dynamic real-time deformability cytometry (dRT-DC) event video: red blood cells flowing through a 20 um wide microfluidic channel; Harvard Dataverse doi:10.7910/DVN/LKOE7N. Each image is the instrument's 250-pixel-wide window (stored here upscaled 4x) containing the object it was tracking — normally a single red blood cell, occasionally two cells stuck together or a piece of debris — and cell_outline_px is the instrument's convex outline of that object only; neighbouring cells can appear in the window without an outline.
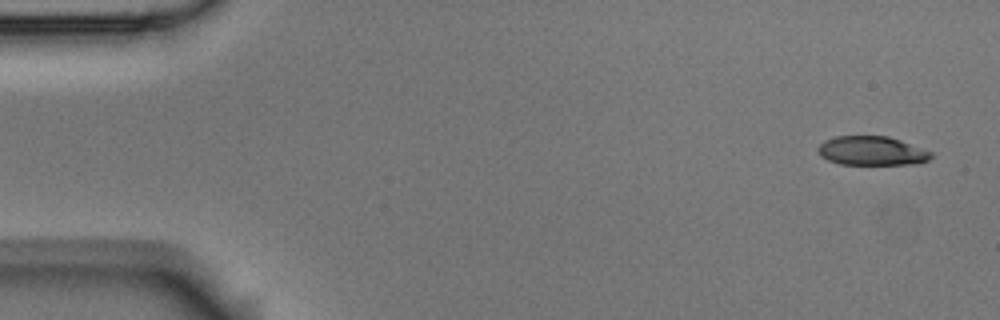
{"species": "Egyptian fruit bat (a non-hibernating species)", "species_latin": "Rousettus aegyptiacus", "temperature_condition": "room temperature", "stored_images_in_passage": 6, "camera_frame_rate_fps": 3000, "um_per_image_px": 0.085, "animal": {"sex": "male"}, "frame": {"image": 1, "passage_image": 1, "time_ms": 0.0, "image_size_px": [1000, 320], "cell_outline_px": [[932, 156], [928, 160], [912, 164], [840, 164], [828, 160], [820, 156], [816, 148], [824, 140], [836, 136], [888, 136], [900, 140], [932, 152]], "centroid_in_image_um": [74.06, 12.82], "position_along_channel_um": 10.9, "area_um2": 19.07}}
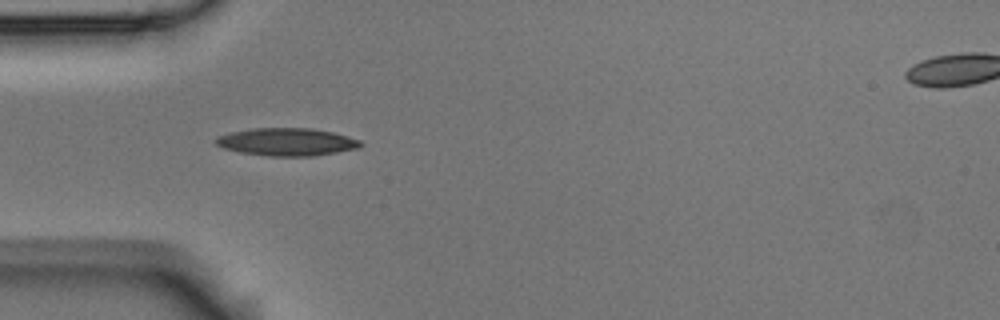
{"frame": {"image": 2, "passage_image": 5, "time_ms": 1.333, "image_size_px": [1000, 320], "cell_outline_px": [[364, 144], [360, 148], [312, 156], [268, 156], [240, 152], [224, 148], [216, 144], [212, 140], [216, 136], [232, 132], [252, 128], [312, 128], [332, 132], [360, 140]], "centroid_in_image_um": [24.36, 12.06], "position_along_channel_um": 60.6, "area_um2": 23.41}}
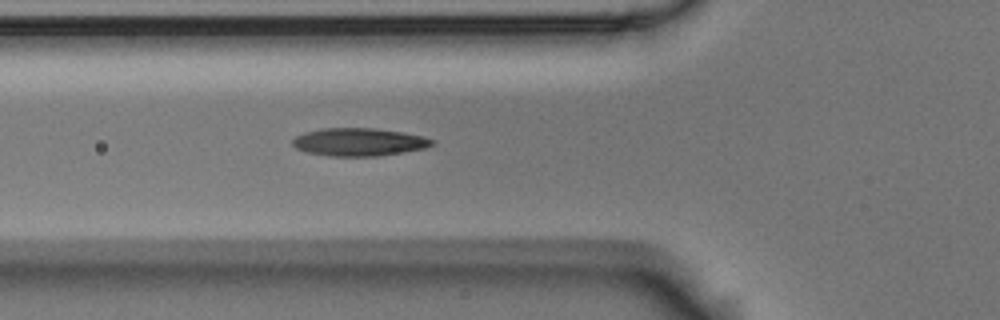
{"frame": {"image": 3, "passage_image": 6, "time_ms": 1.667, "image_size_px": [1000, 320], "cell_outline_px": [[436, 144], [424, 148], [376, 156], [332, 156], [308, 152], [296, 148], [292, 144], [292, 140], [296, 136], [304, 132], [320, 128], [376, 128], [400, 132], [420, 136], [436, 140]], "centroid_in_image_um": [30.49, 12.06], "position_along_channel_um": 95.3, "area_um2": 22.48}}